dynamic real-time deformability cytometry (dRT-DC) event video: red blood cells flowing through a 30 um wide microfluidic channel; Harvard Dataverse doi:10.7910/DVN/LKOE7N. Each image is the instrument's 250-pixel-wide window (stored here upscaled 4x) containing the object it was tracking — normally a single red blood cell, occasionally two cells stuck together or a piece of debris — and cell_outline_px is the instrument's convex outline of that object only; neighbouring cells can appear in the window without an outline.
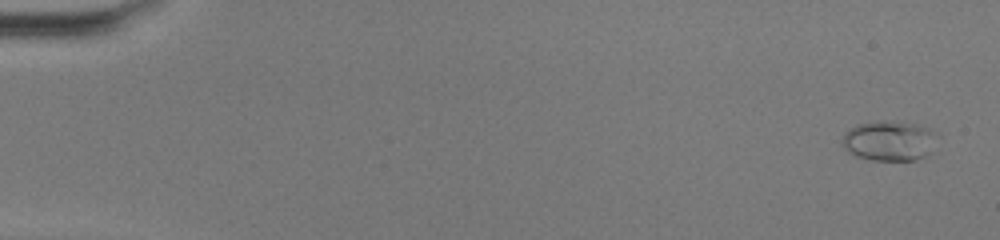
{"species": "common noctule bat (a hibernating species)", "species_latin": "Nyctalus noctula", "temperature_condition": "warm", "stored_images_in_passage": 49, "camera_frame_rate_fps": 3000, "um_per_image_px": 0.085, "animal": {"sex": "female", "body_mass_g": 20.0, "forearm_length_mm": 54.0}, "frame": {"image": 1, "passage_image": 1, "time_ms": 0.0, "image_size_px": [1000, 240], "cell_outline_px": [[932, 132], [928, 152], [924, 156], [916, 160], [872, 160], [856, 156], [848, 152], [840, 144], [840, 140], [844, 132], [848, 128], [856, 124], [880, 120], [884, 120], [920, 124], [928, 128]], "centroid_in_image_um": [75.41, 11.95], "position_along_channel_um": 9.6, "area_um2": 21.91}}
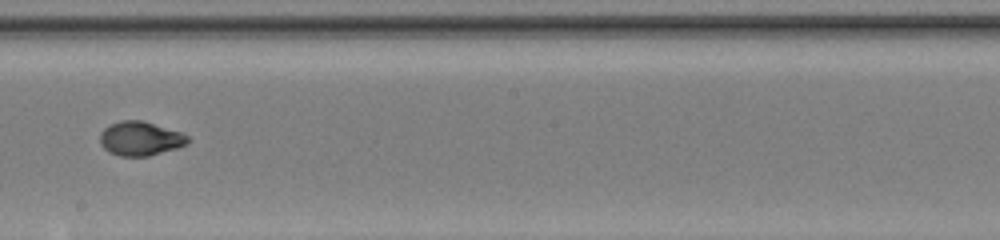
{"frame": {"image": 2, "passage_image": 29, "time_ms": 9.333, "image_size_px": [1000, 240], "cell_outline_px": [[192, 140], [188, 144], [176, 148], [148, 156], [120, 156], [108, 152], [100, 144], [100, 132], [108, 124], [120, 120], [140, 120], [180, 132], [188, 136]], "centroid_in_image_um": [11.9, 11.78], "position_along_channel_um": 236.3, "area_um2": 17.51}}
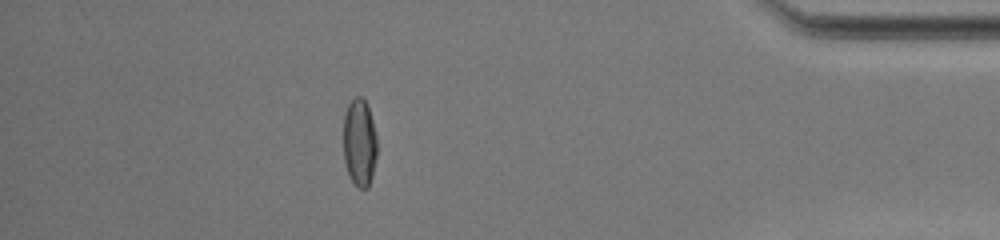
{"frame": {"image": 3, "passage_image": 44, "time_ms": 14.333, "image_size_px": [1000, 240], "cell_outline_px": [[376, 156], [372, 176], [368, 188], [356, 188], [348, 176], [344, 160], [344, 112], [348, 104], [356, 96], [360, 96], [368, 104], [376, 136]], "centroid_in_image_um": [30.54, 12.14], "position_along_channel_um": 404.7, "area_um2": 17.34}, "authors_computed_cell_mechanics": {"area_um2": 17.3978, "velocity_mm_per_s": 4.1677, "shape_relaxation_time_tau1_ms": 8.1263, "shape_relaxation_time_tau2_ms": null, "deformation_change_tau1": 0.2758, "deformation_change_tau2": null}}